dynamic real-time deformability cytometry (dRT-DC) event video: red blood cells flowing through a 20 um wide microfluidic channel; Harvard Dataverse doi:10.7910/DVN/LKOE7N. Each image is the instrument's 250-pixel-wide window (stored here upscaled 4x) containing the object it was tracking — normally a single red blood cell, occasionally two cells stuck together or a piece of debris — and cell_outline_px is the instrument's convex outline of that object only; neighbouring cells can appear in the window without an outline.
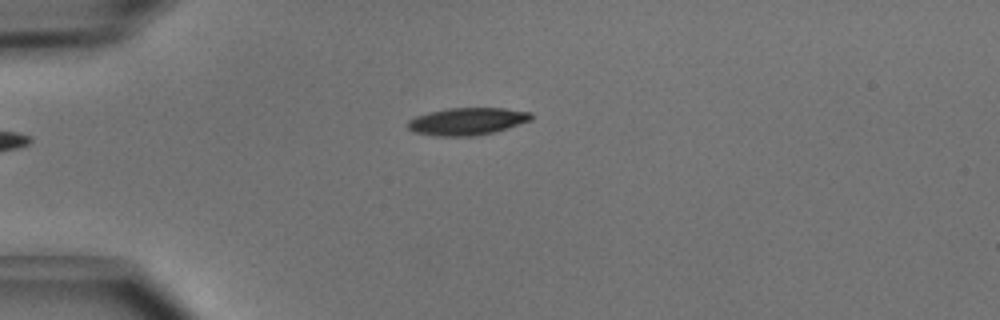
{"species": "common noctule bat (a hibernating species)", "species_latin": "Nyctalus noctula", "temperature_condition": "cold", "stored_images_in_passage": 3, "camera_frame_rate_fps": 3000, "um_per_image_px": 0.085, "animal": {"sex": "male", "body_mass_g": 15.6}, "frame": {"image": 1, "passage_image": 3, "time_ms": 0.667, "image_size_px": [1000, 320], "cell_outline_px": [[532, 120], [496, 132], [476, 136], [436, 136], [416, 132], [408, 128], [408, 120], [416, 116], [428, 112], [448, 108], [504, 108], [532, 112]], "centroid_in_image_um": [39.75, 10.31], "position_along_channel_um": 45.3, "area_um2": 19.77}}